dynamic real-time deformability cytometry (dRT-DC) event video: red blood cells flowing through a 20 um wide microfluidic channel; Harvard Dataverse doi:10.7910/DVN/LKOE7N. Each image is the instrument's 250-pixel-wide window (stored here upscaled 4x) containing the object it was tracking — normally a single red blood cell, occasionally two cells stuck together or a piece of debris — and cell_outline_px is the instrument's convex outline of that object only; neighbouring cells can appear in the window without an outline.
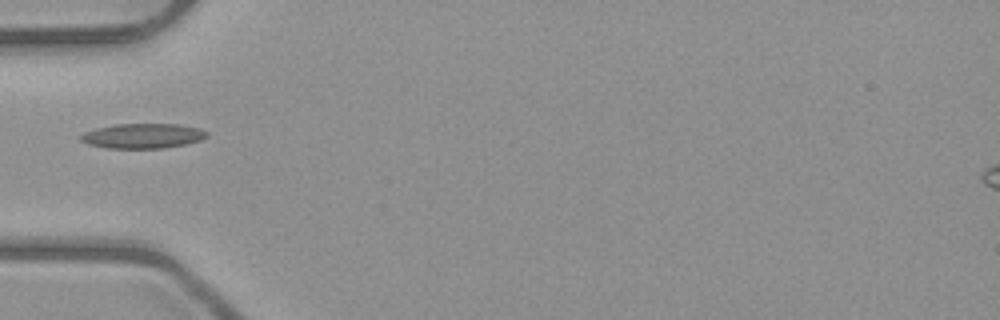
{"species": "common noctule bat (a hibernating species)", "species_latin": "Nyctalus noctula", "temperature_condition": "room temperature", "stored_images_in_passage": 7, "camera_frame_rate_fps": 3000, "um_per_image_px": 0.085, "animal": {"sex": "male", "body_mass_g": 23.1, "forearm_length_mm": 52.7}, "frame": {"image": 1, "passage_image": 5, "time_ms": 5.667, "image_size_px": [1000, 320], "cell_outline_px": [[208, 136], [200, 140], [184, 144], [164, 148], [108, 148], [88, 144], [80, 140], [80, 136], [84, 132], [96, 128], [116, 124], [180, 124], [200, 128], [208, 132]], "centroid_in_image_um": [12.15, 11.54], "position_along_channel_um": 72.9, "area_um2": 18.26}}
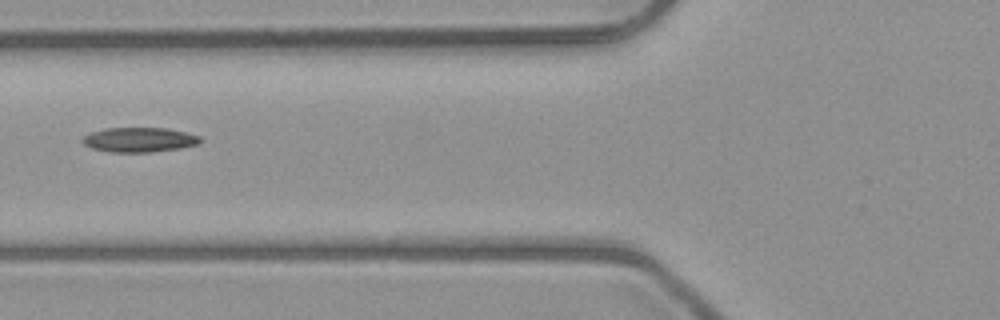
{"frame": {"image": 2, "passage_image": 6, "time_ms": 6.667, "image_size_px": [1000, 320], "cell_outline_px": [[200, 144], [180, 148], [148, 152], [108, 152], [92, 148], [84, 144], [80, 140], [84, 136], [92, 132], [104, 128], [168, 128], [200, 136]], "centroid_in_image_um": [11.82, 11.88], "position_along_channel_um": 114.0, "area_um2": 16.88}}
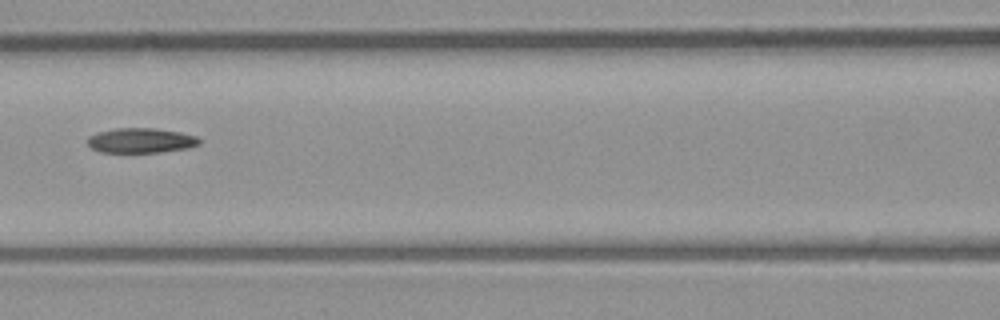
{"frame": {"image": 3, "passage_image": 7, "time_ms": 7.667, "image_size_px": [1000, 320], "cell_outline_px": [[200, 144], [188, 148], [160, 152], [100, 152], [92, 148], [88, 144], [88, 136], [96, 132], [116, 128], [152, 128], [180, 132], [196, 136], [200, 140]], "centroid_in_image_um": [11.96, 11.94], "position_along_channel_um": 154.6, "area_um2": 16.18}}